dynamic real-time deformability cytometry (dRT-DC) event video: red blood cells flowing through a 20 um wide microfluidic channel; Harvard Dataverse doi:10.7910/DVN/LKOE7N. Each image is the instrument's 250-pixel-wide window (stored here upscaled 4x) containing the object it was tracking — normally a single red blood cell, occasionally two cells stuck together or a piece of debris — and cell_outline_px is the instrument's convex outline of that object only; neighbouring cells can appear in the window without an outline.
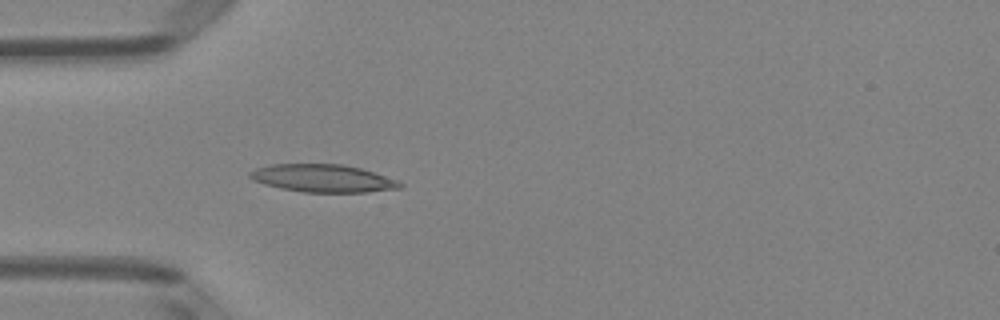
{"species": "Egyptian fruit bat (a non-hibernating species)", "species_latin": "Rousettus aegyptiacus", "temperature_condition": "room temperature", "stored_images_in_passage": 50, "camera_frame_rate_fps": 3000, "um_per_image_px": 0.085, "animal": {"sex": "female"}, "frame": {"image": 1, "passage_image": 15, "time_ms": 4.667, "image_size_px": [1000, 320], "cell_outline_px": [[404, 188], [368, 192], [304, 192], [280, 188], [264, 184], [252, 180], [248, 176], [248, 172], [256, 168], [268, 164], [344, 164], [360, 168], [396, 180], [404, 184]], "centroid_in_image_um": [27.42, 15.15], "position_along_channel_um": 57.6, "area_um2": 24.33}}
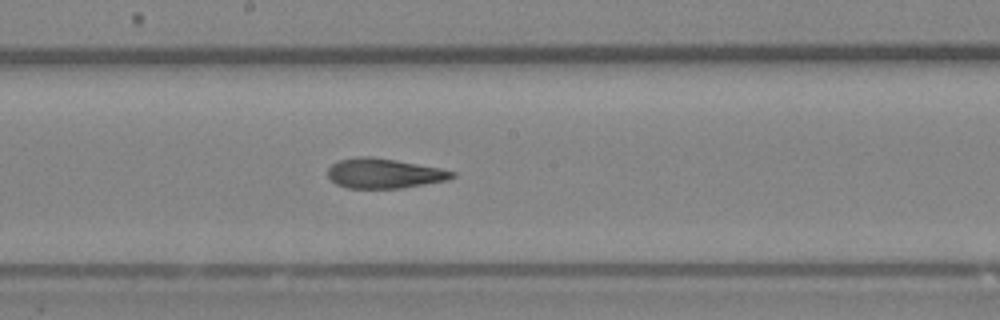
{"frame": {"image": 2, "passage_image": 27, "time_ms": 8.667, "image_size_px": [1000, 320], "cell_outline_px": [[456, 176], [448, 180], [400, 188], [348, 188], [336, 184], [328, 176], [328, 168], [332, 164], [340, 160], [356, 156], [368, 156], [396, 160], [440, 168], [456, 172]], "centroid_in_image_um": [32.65, 14.73], "position_along_channel_um": 215.5, "area_um2": 21.56}}
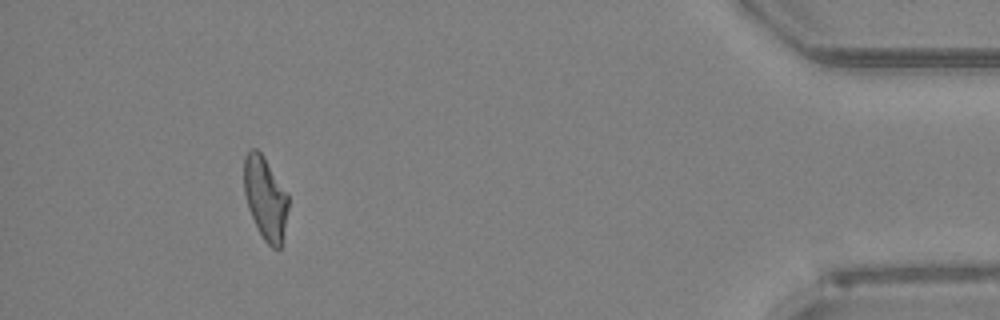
{"frame": {"image": 3, "passage_image": 46, "time_ms": 15.0, "image_size_px": [1000, 320], "cell_outline_px": [[288, 208], [280, 248], [272, 248], [264, 240], [248, 208], [244, 192], [244, 156], [252, 148], [256, 148], [264, 156], [288, 192]], "centroid_in_image_um": [22.55, 16.79], "position_along_channel_um": 412.6, "area_um2": 21.27}, "authors_computed_cell_mechanics": {"area_um2": 22.6576, "velocity_mm_per_s": 4.0574, "shape_relaxation_time_tau1_ms": 5.8895, "shape_relaxation_time_tau2_ms": 2.6412, "deformation_change_tau1": 0.1713, "deformation_change_tau2": 0.1206}}